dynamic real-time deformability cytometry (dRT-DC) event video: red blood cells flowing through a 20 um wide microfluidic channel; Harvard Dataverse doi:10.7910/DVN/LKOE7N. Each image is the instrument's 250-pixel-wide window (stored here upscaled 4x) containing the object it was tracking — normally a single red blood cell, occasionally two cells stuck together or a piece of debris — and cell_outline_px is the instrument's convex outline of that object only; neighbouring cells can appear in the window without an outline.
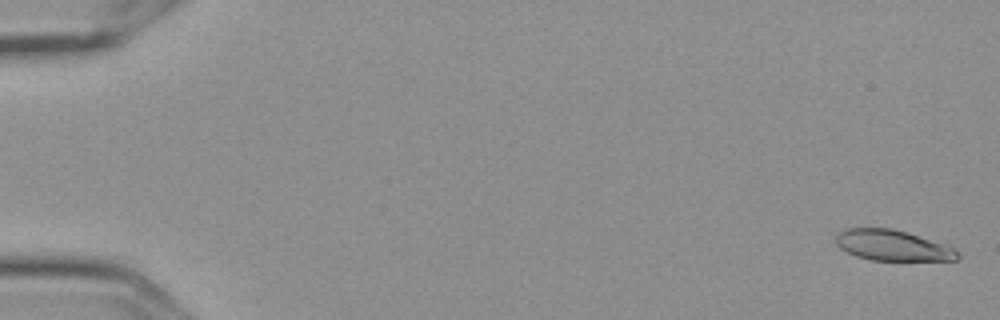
{"species": "Egyptian fruit bat (a non-hibernating species)", "species_latin": "Rousettus aegyptiacus", "temperature_condition": "cold", "stored_images_in_passage": 7, "segment_of_instrument_passage": [1, 2], "camera_frame_rate_fps": 3000, "um_per_image_px": 0.085, "frame": {"image": 1, "passage_image": 1, "time_ms": 0.0, "image_size_px": [1000, 320], "cell_outline_px": [[960, 256], [956, 260], [872, 260], [856, 256], [840, 248], [836, 244], [836, 236], [844, 228], [892, 228], [908, 232], [944, 244], [960, 252]], "centroid_in_image_um": [75.86, 20.85], "position_along_channel_um": 9.1, "area_um2": 21.68}}
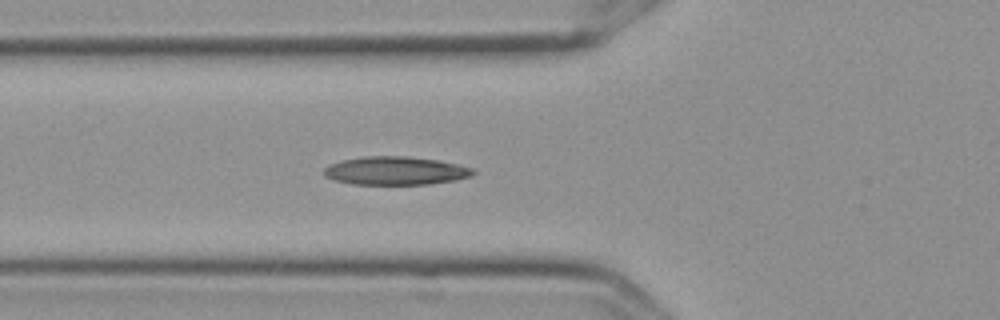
{"frame": {"image": 2, "passage_image": 6, "time_ms": 1.667, "image_size_px": [1000, 320], "cell_outline_px": [[476, 172], [472, 176], [456, 180], [428, 184], [352, 184], [332, 180], [324, 176], [324, 168], [328, 164], [340, 160], [364, 156], [408, 156], [436, 160], [456, 164], [472, 168]], "centroid_in_image_um": [33.57, 14.51], "position_along_channel_um": 92.2, "area_um2": 24.74}}